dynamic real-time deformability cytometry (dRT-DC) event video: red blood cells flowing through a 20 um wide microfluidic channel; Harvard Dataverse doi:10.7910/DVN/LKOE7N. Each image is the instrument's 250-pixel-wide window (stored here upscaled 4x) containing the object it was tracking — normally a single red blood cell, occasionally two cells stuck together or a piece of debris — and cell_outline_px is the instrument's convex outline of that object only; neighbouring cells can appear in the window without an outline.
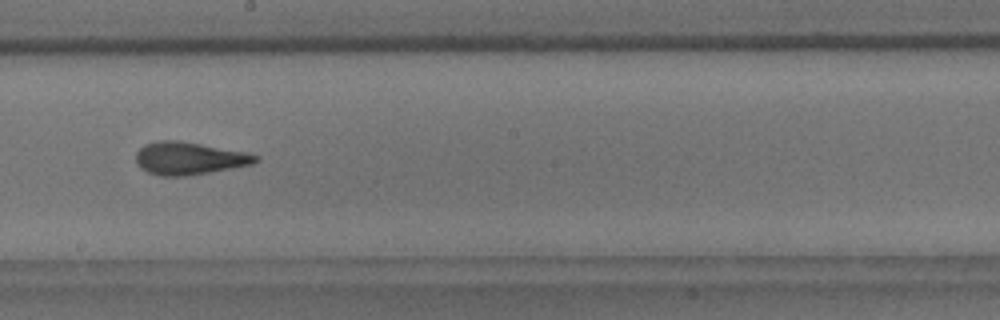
{"species": "common noctule bat (a hibernating species)", "species_latin": "Nyctalus noctula", "temperature_condition": "room temperature", "stored_images_in_passage": 21, "camera_frame_rate_fps": 3000, "um_per_image_px": 0.085, "animal": {"sex": "male", "body_mass_g": 18.8}, "frame": {"image": 1, "passage_image": 18, "time_ms": 5.667, "image_size_px": [1000, 320], "cell_outline_px": [[260, 160], [252, 164], [208, 172], [184, 176], [160, 176], [148, 172], [140, 168], [136, 164], [136, 152], [144, 144], [156, 140], [180, 140], [244, 152], [260, 156]], "centroid_in_image_um": [16.03, 13.45], "position_along_channel_um": 232.2, "area_um2": 22.72}}